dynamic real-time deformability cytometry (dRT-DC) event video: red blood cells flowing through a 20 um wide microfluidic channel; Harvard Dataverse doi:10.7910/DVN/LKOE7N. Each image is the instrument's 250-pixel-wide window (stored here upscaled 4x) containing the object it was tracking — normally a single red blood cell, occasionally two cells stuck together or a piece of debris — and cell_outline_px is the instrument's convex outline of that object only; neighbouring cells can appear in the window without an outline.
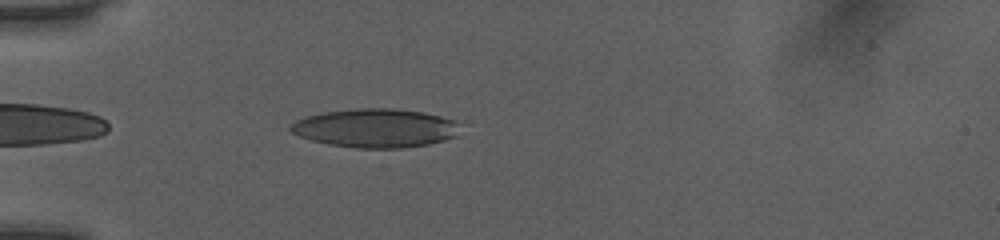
{"species": "human", "species_latin": "Homo sapiens", "temperature_condition": "room temperature", "stored_images_in_passage": 37, "camera_frame_rate_fps": 3000, "um_per_image_px": 0.085, "donor": {"sex": "female"}, "frame": {"image": 1, "passage_image": 2, "time_ms": 0.333, "image_size_px": [1000, 240], "cell_outline_px": [[456, 136], [444, 140], [428, 144], [404, 148], [356, 148], [328, 144], [312, 140], [300, 136], [292, 132], [288, 128], [288, 124], [304, 116], [324, 112], [356, 108], [392, 108], [424, 112], [456, 120]], "centroid_in_image_um": [31.86, 10.88], "position_along_channel_um": 53.1, "area_um2": 38.32}}
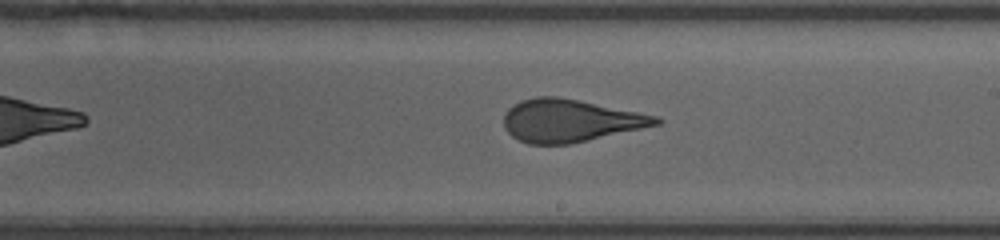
{"frame": {"image": 2, "passage_image": 17, "time_ms": 5.333, "image_size_px": [1000, 240], "cell_outline_px": [[664, 120], [660, 124], [568, 144], [528, 144], [512, 136], [504, 128], [504, 112], [508, 108], [520, 100], [536, 96], [556, 96], [580, 100], [656, 116]], "centroid_in_image_um": [48.41, 10.24], "position_along_channel_um": 240.6, "area_um2": 37.51}}
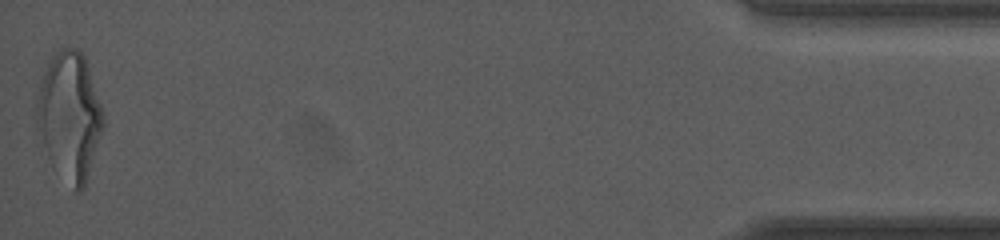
{"frame": {"image": 3, "passage_image": 37, "time_ms": 12.0, "image_size_px": [1000, 240], "cell_outline_px": [[104, 128], [84, 188], [80, 192], [76, 192], [52, 168], [36, 128], [36, 104], [40, 76], [52, 52], [60, 48], [76, 48], [84, 52], [104, 116]], "centroid_in_image_um": [5.88, 9.84], "position_along_channel_um": 429.3, "area_um2": 50.58}, "authors_computed_cell_mechanics": {"area_um2": 38.726, "velocity_mm_per_s": 4.1033, "shape_relaxation_time_tau1_ms": 5.2273, "shape_relaxation_time_tau2_ms": 0.8841, "deformation_change_tau1": 0.1759, "deformation_change_tau2": 0.0928}}